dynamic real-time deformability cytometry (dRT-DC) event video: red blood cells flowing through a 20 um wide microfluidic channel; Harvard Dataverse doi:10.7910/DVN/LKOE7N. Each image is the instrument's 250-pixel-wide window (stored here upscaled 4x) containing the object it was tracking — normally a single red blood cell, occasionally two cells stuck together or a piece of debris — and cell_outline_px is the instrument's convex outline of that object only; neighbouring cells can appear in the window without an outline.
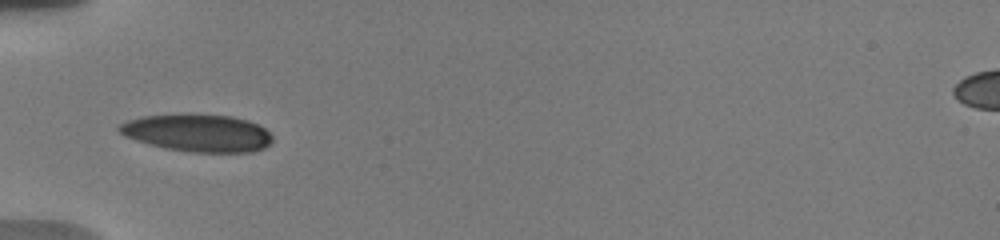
{"species": "human", "species_latin": "Homo sapiens", "temperature_condition": "warm", "stored_images_in_passage": 37, "camera_frame_rate_fps": 3000, "um_per_image_px": 0.085, "donor": {"sex": "male"}, "frame": {"image": 1, "passage_image": 1, "time_ms": 0.0, "image_size_px": [1000, 240], "cell_outline_px": [[272, 140], [264, 148], [252, 152], [192, 152], [164, 148], [148, 144], [124, 136], [116, 128], [120, 124], [128, 120], [144, 116], [188, 112], [232, 116], [248, 120], [264, 128], [272, 136]], "centroid_in_image_um": [16.77, 11.27], "position_along_channel_um": 68.2, "area_um2": 33.93}}
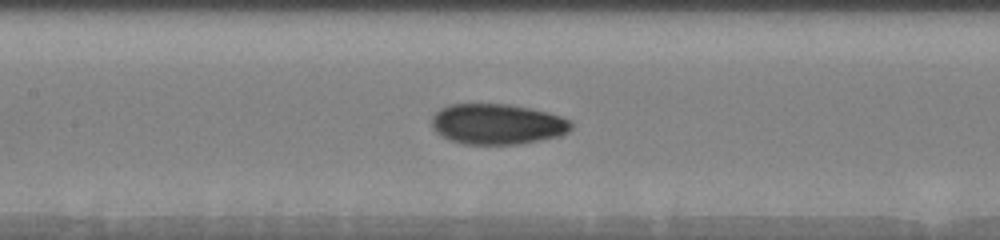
{"frame": {"image": 2, "passage_image": 12, "time_ms": 2.667, "image_size_px": [1000, 240], "cell_outline_px": [[572, 128], [568, 132], [560, 136], [520, 144], [464, 144], [452, 140], [436, 132], [432, 128], [432, 116], [440, 108], [448, 104], [508, 104], [548, 112], [572, 120]], "centroid_in_image_um": [42.29, 10.54], "position_along_channel_um": 165.1, "area_um2": 33.0}}
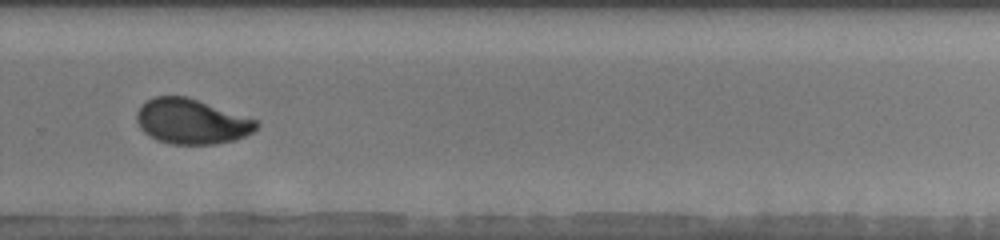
{"frame": {"image": 3, "passage_image": 27, "time_ms": 6.667, "image_size_px": [1000, 240], "cell_outline_px": [[260, 124], [252, 132], [244, 136], [232, 140], [216, 144], [168, 144], [156, 140], [144, 132], [140, 128], [136, 120], [136, 112], [140, 104], [144, 100], [152, 96], [188, 96], [256, 120]], "centroid_in_image_um": [16.21, 10.31], "position_along_channel_um": 313.6, "area_um2": 31.62}, "authors_computed_cell_mechanics": {"area_um2": 32.4258, "velocity_mm_per_s": 3.7156, "shape_relaxation_time_tau1_ms": 5.855, "shape_relaxation_time_tau2_ms": 1.249, "deformation_change_tau1": 0.1833, "deformation_change_tau2": 0.0573}}